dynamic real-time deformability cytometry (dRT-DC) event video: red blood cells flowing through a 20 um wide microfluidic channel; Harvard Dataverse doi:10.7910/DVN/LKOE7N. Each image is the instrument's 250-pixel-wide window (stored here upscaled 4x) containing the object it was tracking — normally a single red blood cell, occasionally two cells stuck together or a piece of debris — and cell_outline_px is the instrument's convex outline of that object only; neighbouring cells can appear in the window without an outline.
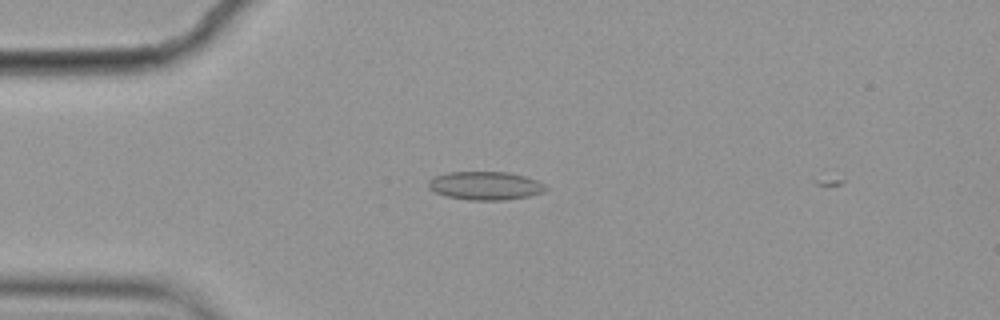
{"species": "common noctule bat (a hibernating species)", "species_latin": "Nyctalus noctula", "temperature_condition": "cold", "stored_images_in_passage": 3, "camera_frame_rate_fps": 3000, "um_per_image_px": 0.085, "animal": {"sex": "female", "body_mass_g": 19.9}, "frame": {"image": 1, "passage_image": 1, "time_ms": 0.0, "image_size_px": [1000, 320], "cell_outline_px": [[548, 188], [544, 192], [528, 196], [504, 200], [468, 200], [444, 196], [428, 188], [428, 180], [432, 176], [448, 172], [508, 172], [524, 176], [536, 180], [544, 184]], "centroid_in_image_um": [41.21, 15.78], "position_along_channel_um": 43.8, "area_um2": 19.54}}
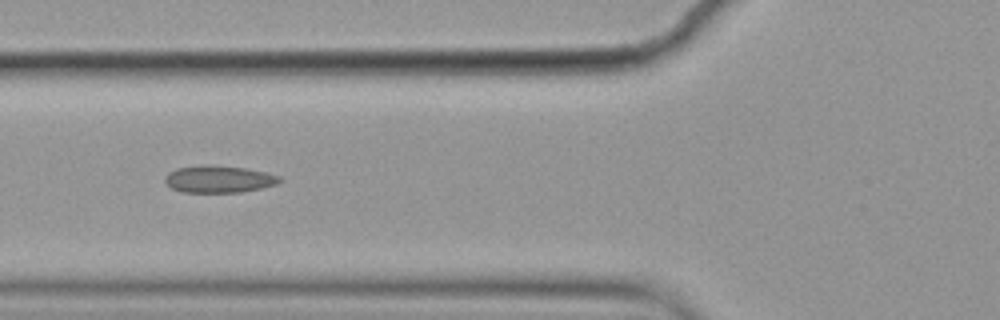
{"frame": {"image": 2, "passage_image": 3, "time_ms": 0.667, "image_size_px": [1000, 320], "cell_outline_px": [[280, 180], [276, 184], [260, 188], [240, 192], [180, 192], [172, 188], [164, 180], [164, 176], [168, 172], [176, 168], [208, 164], [244, 168], [264, 172], [280, 176]], "centroid_in_image_um": [18.54, 15.22], "position_along_channel_um": 107.3, "area_um2": 17.98}}